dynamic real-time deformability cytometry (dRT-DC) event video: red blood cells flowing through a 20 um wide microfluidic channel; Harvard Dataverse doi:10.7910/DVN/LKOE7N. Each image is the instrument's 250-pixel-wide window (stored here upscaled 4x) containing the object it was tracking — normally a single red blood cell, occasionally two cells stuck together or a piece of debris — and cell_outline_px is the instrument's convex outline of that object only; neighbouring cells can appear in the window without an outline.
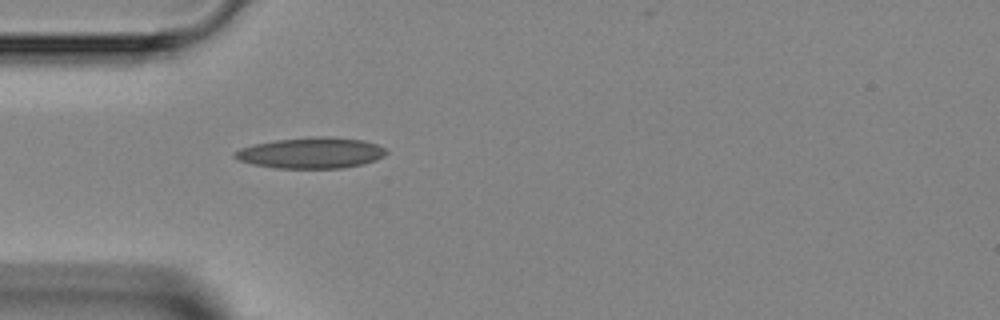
{"species": "Egyptian fruit bat (a non-hibernating species)", "species_latin": "Rousettus aegyptiacus", "temperature_condition": "room temperature", "stored_images_in_passage": 4, "camera_frame_rate_fps": 3000, "um_per_image_px": 0.085, "animal": {"sex": "female"}, "frame": {"image": 1, "passage_image": 4, "time_ms": 3.333, "image_size_px": [1000, 320], "cell_outline_px": [[388, 152], [384, 156], [376, 160], [364, 164], [344, 168], [276, 168], [252, 164], [240, 160], [232, 156], [232, 152], [240, 148], [252, 144], [276, 140], [308, 136], [324, 136], [364, 140], [376, 144], [384, 148]], "centroid_in_image_um": [26.43, 12.99], "position_along_channel_um": 58.6, "area_um2": 27.57}}